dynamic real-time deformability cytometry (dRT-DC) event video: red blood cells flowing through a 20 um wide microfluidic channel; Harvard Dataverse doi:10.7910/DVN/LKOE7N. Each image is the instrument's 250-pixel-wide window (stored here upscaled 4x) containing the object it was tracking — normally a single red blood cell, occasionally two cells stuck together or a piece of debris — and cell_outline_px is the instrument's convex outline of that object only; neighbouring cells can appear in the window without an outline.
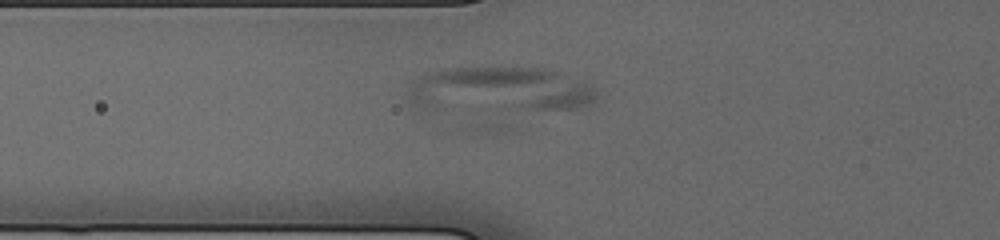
{"species": "human", "species_latin": "Homo sapiens", "temperature_condition": "cold", "stored_images_in_passage": 44, "camera_frame_rate_fps": 3000, "um_per_image_px": 0.085, "donor": {"sex": "male"}, "frame": {"image": 1, "passage_image": 17, "time_ms": 5.333, "image_size_px": [1000, 240], "cell_outline_px": [[600, 92], [596, 100], [592, 104], [580, 108], [504, 132], [476, 132], [412, 112], [404, 96], [408, 84], [412, 80], [432, 72], [448, 68], [544, 68], [556, 72], [584, 84]], "centroid_in_image_um": [42.16, 8.24], "position_along_channel_um": 83.6, "area_um2": 66.7}}
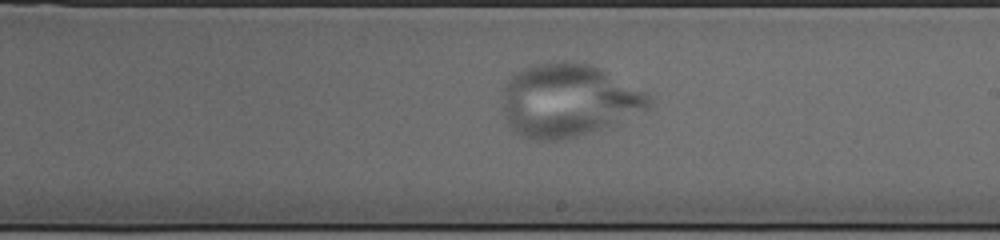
{"frame": {"image": 2, "passage_image": 30, "time_ms": 9.667, "image_size_px": [1000, 240], "cell_outline_px": [[656, 104], [648, 112], [616, 124], [564, 140], [532, 140], [520, 136], [512, 132], [504, 116], [504, 84], [512, 76], [524, 68], [540, 64], [564, 60], [572, 60], [592, 64], [648, 92], [652, 96]], "centroid_in_image_um": [48.41, 8.55], "position_along_channel_um": 240.6, "area_um2": 63.52}}
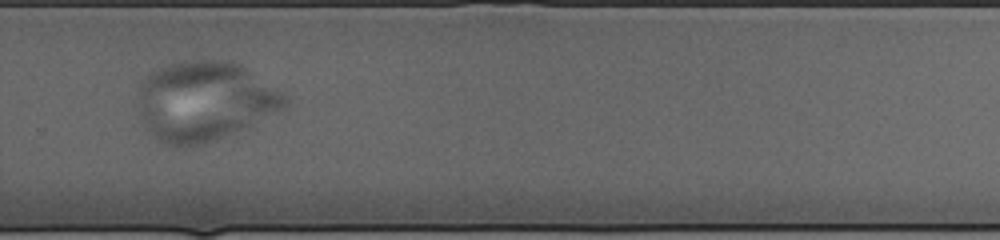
{"frame": {"image": 3, "passage_image": 36, "time_ms": 11.667, "image_size_px": [1000, 240], "cell_outline_px": [[288, 108], [280, 112], [244, 128], [216, 140], [200, 144], [168, 144], [152, 136], [144, 124], [140, 112], [140, 84], [152, 72], [168, 64], [184, 60], [232, 60], [240, 64], [288, 96]], "centroid_in_image_um": [17.46, 8.57], "position_along_channel_um": 312.3, "area_um2": 67.57}}